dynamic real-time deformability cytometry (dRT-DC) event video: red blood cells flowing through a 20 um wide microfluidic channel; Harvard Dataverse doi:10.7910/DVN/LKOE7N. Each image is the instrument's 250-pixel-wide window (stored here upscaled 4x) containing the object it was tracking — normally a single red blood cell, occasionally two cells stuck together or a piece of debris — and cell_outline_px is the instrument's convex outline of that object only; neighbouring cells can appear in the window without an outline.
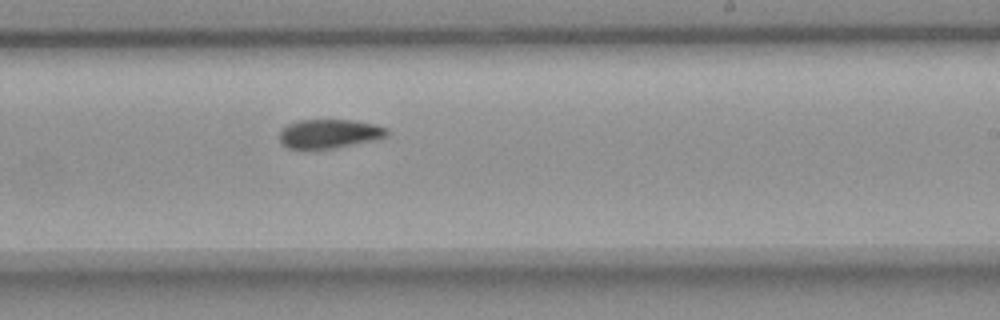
{"species": "common noctule bat (a hibernating species)", "species_latin": "Nyctalus noctula", "temperature_condition": "room temperature", "stored_images_in_passage": 11, "camera_frame_rate_fps": 3000, "um_per_image_px": 0.085, "animal": {"sex": "female", "body_mass_g": 18.4}, "frame": {"image": 1, "passage_image": 11, "time_ms": 13.0, "image_size_px": [1000, 320], "cell_outline_px": [[388, 136], [376, 140], [332, 148], [304, 152], [288, 148], [280, 140], [280, 132], [288, 124], [300, 120], [352, 120], [376, 124], [388, 128]], "centroid_in_image_um": [27.99, 11.4], "position_along_channel_um": 261.0, "area_um2": 18.61}}